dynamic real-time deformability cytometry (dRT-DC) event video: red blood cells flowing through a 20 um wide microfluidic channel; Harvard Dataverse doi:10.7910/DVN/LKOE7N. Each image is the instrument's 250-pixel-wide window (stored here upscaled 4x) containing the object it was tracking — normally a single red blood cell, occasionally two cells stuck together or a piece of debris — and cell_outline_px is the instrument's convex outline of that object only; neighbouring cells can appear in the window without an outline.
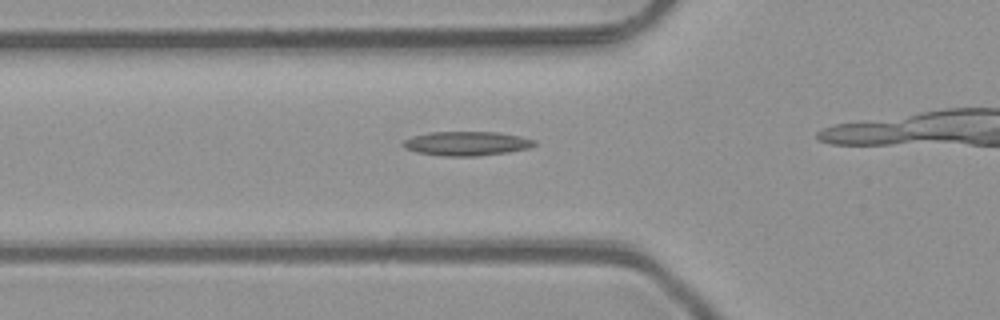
{"species": "common noctule bat (a hibernating species)", "species_latin": "Nyctalus noctula", "temperature_condition": "room temperature", "stored_images_in_passage": 16, "camera_frame_rate_fps": 3000, "um_per_image_px": 0.085, "animal": {"sex": "male", "body_mass_g": 23.1, "forearm_length_mm": 52.7}, "frame": {"image": 1, "passage_image": 12, "time_ms": 3.667, "image_size_px": [1000, 320], "cell_outline_px": [[536, 144], [528, 148], [508, 152], [480, 156], [444, 156], [416, 152], [404, 148], [400, 144], [404, 140], [412, 136], [428, 132], [496, 132], [520, 136], [536, 140]], "centroid_in_image_um": [39.63, 12.2], "position_along_channel_um": 86.2, "area_um2": 18.61}}